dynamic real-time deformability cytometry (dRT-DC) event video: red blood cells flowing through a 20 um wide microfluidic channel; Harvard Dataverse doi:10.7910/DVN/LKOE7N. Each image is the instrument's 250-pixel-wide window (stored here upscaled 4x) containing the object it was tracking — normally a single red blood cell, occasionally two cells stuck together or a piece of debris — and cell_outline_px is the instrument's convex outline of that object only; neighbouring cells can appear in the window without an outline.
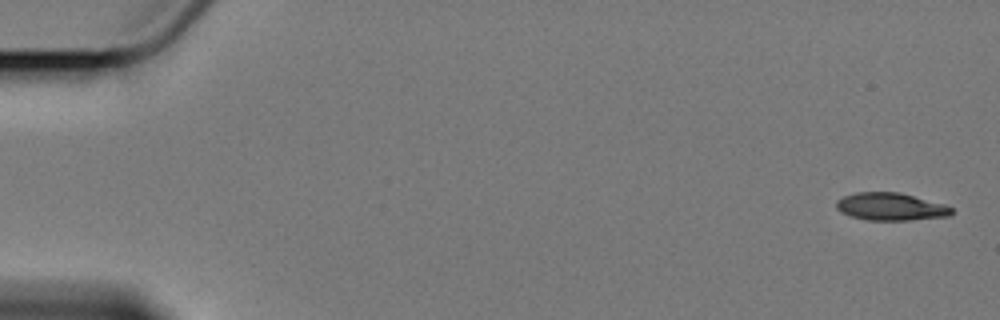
{"species": "Egyptian fruit bat (a non-hibernating species)", "species_latin": "Rousettus aegyptiacus", "temperature_condition": "cold", "stored_images_in_passage": 3, "camera_frame_rate_fps": 3000, "um_per_image_px": 0.085, "animal": {"sex": "female"}, "frame": {"image": 1, "passage_image": 1, "time_ms": 0.0, "image_size_px": [1000, 320], "cell_outline_px": [[952, 212], [948, 216], [908, 220], [868, 220], [852, 216], [840, 212], [836, 208], [836, 200], [844, 196], [856, 192], [900, 192], [944, 204], [952, 208]], "centroid_in_image_um": [75.68, 17.56], "position_along_channel_um": 9.3, "area_um2": 18.44}}